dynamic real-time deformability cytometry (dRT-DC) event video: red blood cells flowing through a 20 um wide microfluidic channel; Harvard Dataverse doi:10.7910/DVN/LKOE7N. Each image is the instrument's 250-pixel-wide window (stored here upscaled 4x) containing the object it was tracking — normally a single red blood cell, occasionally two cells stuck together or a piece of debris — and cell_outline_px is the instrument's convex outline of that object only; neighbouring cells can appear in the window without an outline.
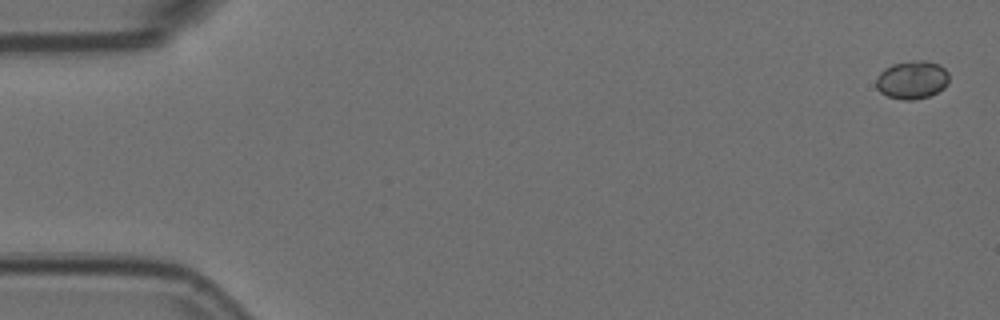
{"species": "Egyptian fruit bat (a non-hibernating species)", "species_latin": "Rousettus aegyptiacus", "temperature_condition": "room temperature", "stored_images_in_passage": 6, "camera_frame_rate_fps": 3000, "um_per_image_px": 0.085, "animal": {"sex": "female"}, "frame": {"image": 1, "passage_image": 1, "time_ms": 0.0, "image_size_px": [1000, 320], "cell_outline_px": [[948, 84], [944, 88], [928, 96], [912, 100], [904, 100], [888, 96], [880, 92], [876, 88], [876, 76], [884, 68], [892, 64], [912, 60], [928, 60], [940, 64], [948, 72]], "centroid_in_image_um": [77.52, 6.76], "position_along_channel_um": 7.5, "area_um2": 16.42}}
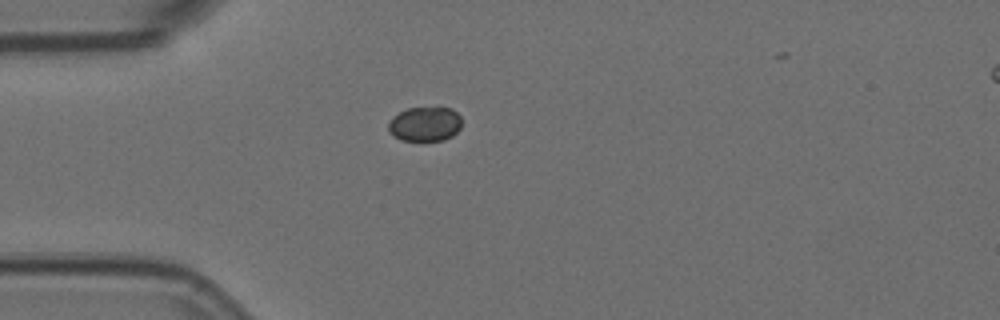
{"frame": {"image": 2, "passage_image": 5, "time_ms": 1.333, "image_size_px": [1000, 320], "cell_outline_px": [[460, 128], [452, 136], [444, 140], [400, 140], [388, 132], [388, 124], [392, 116], [408, 108], [452, 108], [460, 116]], "centroid_in_image_um": [36.1, 10.55], "position_along_channel_um": 48.9, "area_um2": 14.68}}